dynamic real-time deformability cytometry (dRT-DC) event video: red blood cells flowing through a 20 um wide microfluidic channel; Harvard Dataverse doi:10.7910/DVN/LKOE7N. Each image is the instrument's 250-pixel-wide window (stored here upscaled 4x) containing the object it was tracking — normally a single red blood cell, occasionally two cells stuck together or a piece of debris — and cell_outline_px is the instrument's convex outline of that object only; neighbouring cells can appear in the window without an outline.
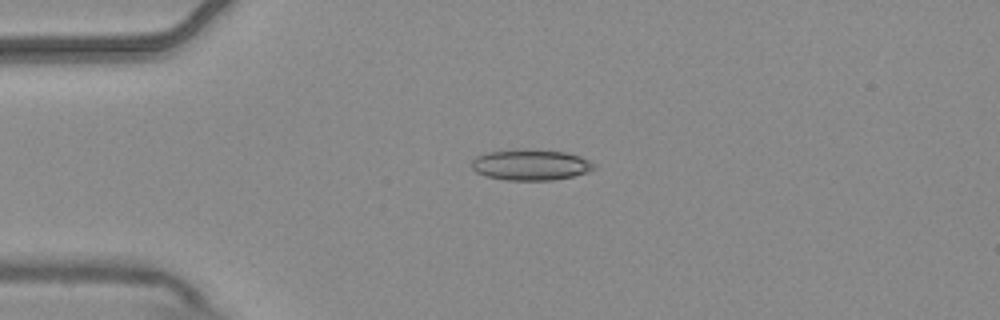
{"species": "common noctule bat (a hibernating species)", "species_latin": "Nyctalus noctula", "temperature_condition": "warm", "stored_images_in_passage": 4, "camera_frame_rate_fps": 3000, "um_per_image_px": 0.085, "animal": {"sex": "male", "body_mass_g": 20.4}, "frame": {"image": 1, "passage_image": 4, "time_ms": 1.0, "image_size_px": [1000, 320], "cell_outline_px": [[596, 168], [588, 172], [572, 176], [552, 180], [504, 180], [484, 176], [476, 172], [472, 168], [472, 160], [476, 156], [488, 152], [520, 148], [524, 148], [564, 152], [580, 156], [596, 164]], "centroid_in_image_um": [45.09, 14.0], "position_along_channel_um": 39.9, "area_um2": 22.25}}